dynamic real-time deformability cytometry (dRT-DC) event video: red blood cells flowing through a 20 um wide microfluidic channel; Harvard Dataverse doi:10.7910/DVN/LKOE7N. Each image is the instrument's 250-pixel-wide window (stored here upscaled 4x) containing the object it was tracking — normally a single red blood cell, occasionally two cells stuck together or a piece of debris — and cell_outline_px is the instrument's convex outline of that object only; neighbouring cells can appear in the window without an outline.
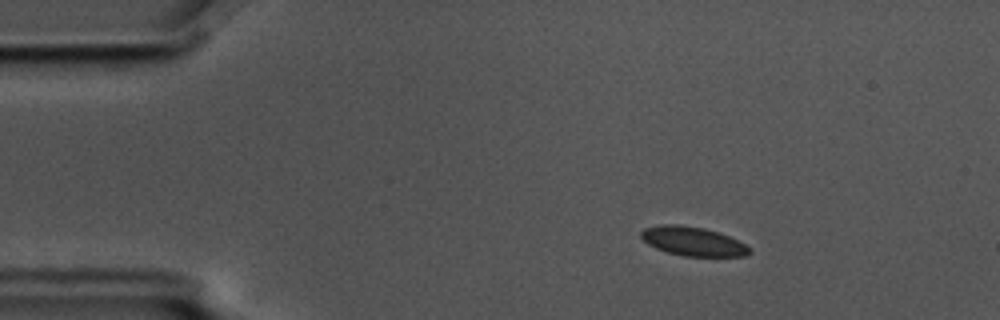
{"species": "common noctule bat (a hibernating species)", "species_latin": "Nyctalus noctula", "temperature_condition": "cold", "stored_images_in_passage": 4, "camera_frame_rate_fps": 3000, "um_per_image_px": 0.085, "animal": {"sex": "male", "body_mass_g": 17.5, "forearm_length_mm": 52.3}, "frame": {"image": 1, "passage_image": 2, "time_ms": 0.333, "image_size_px": [1000, 320], "cell_outline_px": [[752, 252], [744, 256], [684, 256], [668, 252], [656, 248], [648, 244], [640, 236], [640, 232], [644, 228], [660, 224], [676, 224], [704, 228], [728, 236], [752, 248]], "centroid_in_image_um": [58.88, 20.51], "position_along_channel_um": 26.1, "area_um2": 18.21}}